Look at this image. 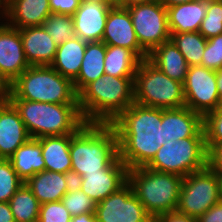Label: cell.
<instances>
[{
    "mask_svg": "<svg viewBox=\"0 0 222 222\" xmlns=\"http://www.w3.org/2000/svg\"><path fill=\"white\" fill-rule=\"evenodd\" d=\"M162 109L133 103L111 125L118 136V157L128 169L144 167L166 142Z\"/></svg>",
    "mask_w": 222,
    "mask_h": 222,
    "instance_id": "6da1fadb",
    "label": "cell"
},
{
    "mask_svg": "<svg viewBox=\"0 0 222 222\" xmlns=\"http://www.w3.org/2000/svg\"><path fill=\"white\" fill-rule=\"evenodd\" d=\"M134 100V77L104 74L78 94V105L86 123L111 124Z\"/></svg>",
    "mask_w": 222,
    "mask_h": 222,
    "instance_id": "7a4b0ae2",
    "label": "cell"
},
{
    "mask_svg": "<svg viewBox=\"0 0 222 222\" xmlns=\"http://www.w3.org/2000/svg\"><path fill=\"white\" fill-rule=\"evenodd\" d=\"M71 165L80 176L106 169L118 157V136L111 124L85 123L70 142Z\"/></svg>",
    "mask_w": 222,
    "mask_h": 222,
    "instance_id": "3957f363",
    "label": "cell"
},
{
    "mask_svg": "<svg viewBox=\"0 0 222 222\" xmlns=\"http://www.w3.org/2000/svg\"><path fill=\"white\" fill-rule=\"evenodd\" d=\"M7 100L18 111L31 138L75 134L86 123L78 104Z\"/></svg>",
    "mask_w": 222,
    "mask_h": 222,
    "instance_id": "277c9868",
    "label": "cell"
},
{
    "mask_svg": "<svg viewBox=\"0 0 222 222\" xmlns=\"http://www.w3.org/2000/svg\"><path fill=\"white\" fill-rule=\"evenodd\" d=\"M6 99L56 104H78L73 81L50 65L30 66L13 83Z\"/></svg>",
    "mask_w": 222,
    "mask_h": 222,
    "instance_id": "5b68a950",
    "label": "cell"
},
{
    "mask_svg": "<svg viewBox=\"0 0 222 222\" xmlns=\"http://www.w3.org/2000/svg\"><path fill=\"white\" fill-rule=\"evenodd\" d=\"M182 182L181 176L151 170L145 166L128 169V183L153 219L176 211Z\"/></svg>",
    "mask_w": 222,
    "mask_h": 222,
    "instance_id": "8992f818",
    "label": "cell"
},
{
    "mask_svg": "<svg viewBox=\"0 0 222 222\" xmlns=\"http://www.w3.org/2000/svg\"><path fill=\"white\" fill-rule=\"evenodd\" d=\"M135 103L172 109L185 106L183 84L169 78L148 59L141 60L134 76Z\"/></svg>",
    "mask_w": 222,
    "mask_h": 222,
    "instance_id": "52a82bcc",
    "label": "cell"
},
{
    "mask_svg": "<svg viewBox=\"0 0 222 222\" xmlns=\"http://www.w3.org/2000/svg\"><path fill=\"white\" fill-rule=\"evenodd\" d=\"M205 137H186L166 141L145 166L151 170L185 177L207 166Z\"/></svg>",
    "mask_w": 222,
    "mask_h": 222,
    "instance_id": "ba28073f",
    "label": "cell"
},
{
    "mask_svg": "<svg viewBox=\"0 0 222 222\" xmlns=\"http://www.w3.org/2000/svg\"><path fill=\"white\" fill-rule=\"evenodd\" d=\"M221 200L216 173L206 166L183 178L176 211L198 218Z\"/></svg>",
    "mask_w": 222,
    "mask_h": 222,
    "instance_id": "9c48e42d",
    "label": "cell"
},
{
    "mask_svg": "<svg viewBox=\"0 0 222 222\" xmlns=\"http://www.w3.org/2000/svg\"><path fill=\"white\" fill-rule=\"evenodd\" d=\"M139 45L149 54L155 47L170 40L166 7L157 2L127 8Z\"/></svg>",
    "mask_w": 222,
    "mask_h": 222,
    "instance_id": "30bf717a",
    "label": "cell"
},
{
    "mask_svg": "<svg viewBox=\"0 0 222 222\" xmlns=\"http://www.w3.org/2000/svg\"><path fill=\"white\" fill-rule=\"evenodd\" d=\"M185 106L204 117L222 104L216 83V71L202 65L189 66L183 83Z\"/></svg>",
    "mask_w": 222,
    "mask_h": 222,
    "instance_id": "8fae6325",
    "label": "cell"
},
{
    "mask_svg": "<svg viewBox=\"0 0 222 222\" xmlns=\"http://www.w3.org/2000/svg\"><path fill=\"white\" fill-rule=\"evenodd\" d=\"M95 215L97 222H150L153 219L128 182L97 203Z\"/></svg>",
    "mask_w": 222,
    "mask_h": 222,
    "instance_id": "7c38bea8",
    "label": "cell"
},
{
    "mask_svg": "<svg viewBox=\"0 0 222 222\" xmlns=\"http://www.w3.org/2000/svg\"><path fill=\"white\" fill-rule=\"evenodd\" d=\"M127 182L128 167L117 157L106 169L85 173L82 176L81 190L97 204Z\"/></svg>",
    "mask_w": 222,
    "mask_h": 222,
    "instance_id": "4fadbf2b",
    "label": "cell"
},
{
    "mask_svg": "<svg viewBox=\"0 0 222 222\" xmlns=\"http://www.w3.org/2000/svg\"><path fill=\"white\" fill-rule=\"evenodd\" d=\"M102 42L130 49L141 60L148 58V53L139 45L127 8L117 5L109 10Z\"/></svg>",
    "mask_w": 222,
    "mask_h": 222,
    "instance_id": "5bb4252c",
    "label": "cell"
},
{
    "mask_svg": "<svg viewBox=\"0 0 222 222\" xmlns=\"http://www.w3.org/2000/svg\"><path fill=\"white\" fill-rule=\"evenodd\" d=\"M29 67L19 29L0 22V72L11 84Z\"/></svg>",
    "mask_w": 222,
    "mask_h": 222,
    "instance_id": "9a60e30c",
    "label": "cell"
},
{
    "mask_svg": "<svg viewBox=\"0 0 222 222\" xmlns=\"http://www.w3.org/2000/svg\"><path fill=\"white\" fill-rule=\"evenodd\" d=\"M162 131L166 141L186 137H205L203 117L186 106L162 109Z\"/></svg>",
    "mask_w": 222,
    "mask_h": 222,
    "instance_id": "2e32d148",
    "label": "cell"
},
{
    "mask_svg": "<svg viewBox=\"0 0 222 222\" xmlns=\"http://www.w3.org/2000/svg\"><path fill=\"white\" fill-rule=\"evenodd\" d=\"M18 111L6 99H0V158L9 159L30 139Z\"/></svg>",
    "mask_w": 222,
    "mask_h": 222,
    "instance_id": "e0dca14e",
    "label": "cell"
},
{
    "mask_svg": "<svg viewBox=\"0 0 222 222\" xmlns=\"http://www.w3.org/2000/svg\"><path fill=\"white\" fill-rule=\"evenodd\" d=\"M50 14L49 0H8L3 4L0 20L3 18L9 26L23 29L42 26Z\"/></svg>",
    "mask_w": 222,
    "mask_h": 222,
    "instance_id": "ac0fdd59",
    "label": "cell"
},
{
    "mask_svg": "<svg viewBox=\"0 0 222 222\" xmlns=\"http://www.w3.org/2000/svg\"><path fill=\"white\" fill-rule=\"evenodd\" d=\"M112 6L81 1L72 16L75 35L86 42H100L105 31L107 15Z\"/></svg>",
    "mask_w": 222,
    "mask_h": 222,
    "instance_id": "d6986e66",
    "label": "cell"
},
{
    "mask_svg": "<svg viewBox=\"0 0 222 222\" xmlns=\"http://www.w3.org/2000/svg\"><path fill=\"white\" fill-rule=\"evenodd\" d=\"M23 50L30 66L51 65L58 45L43 26L19 29Z\"/></svg>",
    "mask_w": 222,
    "mask_h": 222,
    "instance_id": "ffe728a7",
    "label": "cell"
},
{
    "mask_svg": "<svg viewBox=\"0 0 222 222\" xmlns=\"http://www.w3.org/2000/svg\"><path fill=\"white\" fill-rule=\"evenodd\" d=\"M166 9L170 33L198 32L207 13V2L195 0Z\"/></svg>",
    "mask_w": 222,
    "mask_h": 222,
    "instance_id": "44dd1931",
    "label": "cell"
},
{
    "mask_svg": "<svg viewBox=\"0 0 222 222\" xmlns=\"http://www.w3.org/2000/svg\"><path fill=\"white\" fill-rule=\"evenodd\" d=\"M147 59L169 78L185 82L189 65L171 39L155 47Z\"/></svg>",
    "mask_w": 222,
    "mask_h": 222,
    "instance_id": "7402d4cb",
    "label": "cell"
},
{
    "mask_svg": "<svg viewBox=\"0 0 222 222\" xmlns=\"http://www.w3.org/2000/svg\"><path fill=\"white\" fill-rule=\"evenodd\" d=\"M73 135L47 136L38 139L42 147L45 170L64 174L72 169L70 142Z\"/></svg>",
    "mask_w": 222,
    "mask_h": 222,
    "instance_id": "603a6c76",
    "label": "cell"
},
{
    "mask_svg": "<svg viewBox=\"0 0 222 222\" xmlns=\"http://www.w3.org/2000/svg\"><path fill=\"white\" fill-rule=\"evenodd\" d=\"M87 42L75 36L58 45L51 67L63 77L74 81L79 74Z\"/></svg>",
    "mask_w": 222,
    "mask_h": 222,
    "instance_id": "cb8c5ba5",
    "label": "cell"
},
{
    "mask_svg": "<svg viewBox=\"0 0 222 222\" xmlns=\"http://www.w3.org/2000/svg\"><path fill=\"white\" fill-rule=\"evenodd\" d=\"M40 204L61 201L67 193L64 174L51 171L37 172L24 182Z\"/></svg>",
    "mask_w": 222,
    "mask_h": 222,
    "instance_id": "d4e9b609",
    "label": "cell"
},
{
    "mask_svg": "<svg viewBox=\"0 0 222 222\" xmlns=\"http://www.w3.org/2000/svg\"><path fill=\"white\" fill-rule=\"evenodd\" d=\"M13 169L25 182L37 172L45 170V161L42 155L41 143L37 138H30L18 147L9 158Z\"/></svg>",
    "mask_w": 222,
    "mask_h": 222,
    "instance_id": "484cf974",
    "label": "cell"
},
{
    "mask_svg": "<svg viewBox=\"0 0 222 222\" xmlns=\"http://www.w3.org/2000/svg\"><path fill=\"white\" fill-rule=\"evenodd\" d=\"M105 55L106 44L104 42H87L78 77L73 81L77 94L89 83L105 74Z\"/></svg>",
    "mask_w": 222,
    "mask_h": 222,
    "instance_id": "4316f807",
    "label": "cell"
},
{
    "mask_svg": "<svg viewBox=\"0 0 222 222\" xmlns=\"http://www.w3.org/2000/svg\"><path fill=\"white\" fill-rule=\"evenodd\" d=\"M141 59L130 49L106 45L104 71L109 76L134 77Z\"/></svg>",
    "mask_w": 222,
    "mask_h": 222,
    "instance_id": "83f0119b",
    "label": "cell"
},
{
    "mask_svg": "<svg viewBox=\"0 0 222 222\" xmlns=\"http://www.w3.org/2000/svg\"><path fill=\"white\" fill-rule=\"evenodd\" d=\"M15 222H38L40 203L25 183L9 200Z\"/></svg>",
    "mask_w": 222,
    "mask_h": 222,
    "instance_id": "f1b7e54d",
    "label": "cell"
},
{
    "mask_svg": "<svg viewBox=\"0 0 222 222\" xmlns=\"http://www.w3.org/2000/svg\"><path fill=\"white\" fill-rule=\"evenodd\" d=\"M170 39L182 53L189 66L201 65L207 39L199 31L171 33Z\"/></svg>",
    "mask_w": 222,
    "mask_h": 222,
    "instance_id": "f546056e",
    "label": "cell"
},
{
    "mask_svg": "<svg viewBox=\"0 0 222 222\" xmlns=\"http://www.w3.org/2000/svg\"><path fill=\"white\" fill-rule=\"evenodd\" d=\"M42 26L57 45H61L76 36L71 15L51 13Z\"/></svg>",
    "mask_w": 222,
    "mask_h": 222,
    "instance_id": "4dcf8cb0",
    "label": "cell"
},
{
    "mask_svg": "<svg viewBox=\"0 0 222 222\" xmlns=\"http://www.w3.org/2000/svg\"><path fill=\"white\" fill-rule=\"evenodd\" d=\"M23 183L9 159L0 158V202H9Z\"/></svg>",
    "mask_w": 222,
    "mask_h": 222,
    "instance_id": "1f68e13d",
    "label": "cell"
},
{
    "mask_svg": "<svg viewBox=\"0 0 222 222\" xmlns=\"http://www.w3.org/2000/svg\"><path fill=\"white\" fill-rule=\"evenodd\" d=\"M203 129L207 152L213 146L222 144V105L203 117Z\"/></svg>",
    "mask_w": 222,
    "mask_h": 222,
    "instance_id": "d6a6232c",
    "label": "cell"
},
{
    "mask_svg": "<svg viewBox=\"0 0 222 222\" xmlns=\"http://www.w3.org/2000/svg\"><path fill=\"white\" fill-rule=\"evenodd\" d=\"M199 32L206 39L222 34V1L207 3V13Z\"/></svg>",
    "mask_w": 222,
    "mask_h": 222,
    "instance_id": "836d02e7",
    "label": "cell"
},
{
    "mask_svg": "<svg viewBox=\"0 0 222 222\" xmlns=\"http://www.w3.org/2000/svg\"><path fill=\"white\" fill-rule=\"evenodd\" d=\"M71 216L85 213H95L96 202L88 197L82 190L67 193L61 199Z\"/></svg>",
    "mask_w": 222,
    "mask_h": 222,
    "instance_id": "e575fe53",
    "label": "cell"
},
{
    "mask_svg": "<svg viewBox=\"0 0 222 222\" xmlns=\"http://www.w3.org/2000/svg\"><path fill=\"white\" fill-rule=\"evenodd\" d=\"M201 65L215 71L222 68V34L207 39Z\"/></svg>",
    "mask_w": 222,
    "mask_h": 222,
    "instance_id": "d590c367",
    "label": "cell"
},
{
    "mask_svg": "<svg viewBox=\"0 0 222 222\" xmlns=\"http://www.w3.org/2000/svg\"><path fill=\"white\" fill-rule=\"evenodd\" d=\"M71 218L61 201L40 204L38 222H70Z\"/></svg>",
    "mask_w": 222,
    "mask_h": 222,
    "instance_id": "8d00e7d4",
    "label": "cell"
},
{
    "mask_svg": "<svg viewBox=\"0 0 222 222\" xmlns=\"http://www.w3.org/2000/svg\"><path fill=\"white\" fill-rule=\"evenodd\" d=\"M81 0H49L51 13L73 16L80 7Z\"/></svg>",
    "mask_w": 222,
    "mask_h": 222,
    "instance_id": "74e56055",
    "label": "cell"
},
{
    "mask_svg": "<svg viewBox=\"0 0 222 222\" xmlns=\"http://www.w3.org/2000/svg\"><path fill=\"white\" fill-rule=\"evenodd\" d=\"M207 166L213 172H222V144L215 145L208 151Z\"/></svg>",
    "mask_w": 222,
    "mask_h": 222,
    "instance_id": "f35d334b",
    "label": "cell"
},
{
    "mask_svg": "<svg viewBox=\"0 0 222 222\" xmlns=\"http://www.w3.org/2000/svg\"><path fill=\"white\" fill-rule=\"evenodd\" d=\"M197 222H222V200L199 216Z\"/></svg>",
    "mask_w": 222,
    "mask_h": 222,
    "instance_id": "ab89813d",
    "label": "cell"
},
{
    "mask_svg": "<svg viewBox=\"0 0 222 222\" xmlns=\"http://www.w3.org/2000/svg\"><path fill=\"white\" fill-rule=\"evenodd\" d=\"M158 222H197V218L179 213L177 211L161 214L156 218Z\"/></svg>",
    "mask_w": 222,
    "mask_h": 222,
    "instance_id": "60d3db41",
    "label": "cell"
},
{
    "mask_svg": "<svg viewBox=\"0 0 222 222\" xmlns=\"http://www.w3.org/2000/svg\"><path fill=\"white\" fill-rule=\"evenodd\" d=\"M64 178L67 185V191L76 192L81 190L82 176L77 172L70 170L64 173Z\"/></svg>",
    "mask_w": 222,
    "mask_h": 222,
    "instance_id": "b9f144b4",
    "label": "cell"
},
{
    "mask_svg": "<svg viewBox=\"0 0 222 222\" xmlns=\"http://www.w3.org/2000/svg\"><path fill=\"white\" fill-rule=\"evenodd\" d=\"M0 222H15L9 202H0Z\"/></svg>",
    "mask_w": 222,
    "mask_h": 222,
    "instance_id": "7bdbcfd3",
    "label": "cell"
},
{
    "mask_svg": "<svg viewBox=\"0 0 222 222\" xmlns=\"http://www.w3.org/2000/svg\"><path fill=\"white\" fill-rule=\"evenodd\" d=\"M70 222H97L95 213H85L77 216H72Z\"/></svg>",
    "mask_w": 222,
    "mask_h": 222,
    "instance_id": "ee69618b",
    "label": "cell"
},
{
    "mask_svg": "<svg viewBox=\"0 0 222 222\" xmlns=\"http://www.w3.org/2000/svg\"><path fill=\"white\" fill-rule=\"evenodd\" d=\"M11 84L4 78L0 72V99L7 97V94L10 92Z\"/></svg>",
    "mask_w": 222,
    "mask_h": 222,
    "instance_id": "f6af8a7d",
    "label": "cell"
},
{
    "mask_svg": "<svg viewBox=\"0 0 222 222\" xmlns=\"http://www.w3.org/2000/svg\"><path fill=\"white\" fill-rule=\"evenodd\" d=\"M150 2H151V0H119L118 6L123 7V8H128L133 5L147 4Z\"/></svg>",
    "mask_w": 222,
    "mask_h": 222,
    "instance_id": "bcb514c9",
    "label": "cell"
},
{
    "mask_svg": "<svg viewBox=\"0 0 222 222\" xmlns=\"http://www.w3.org/2000/svg\"><path fill=\"white\" fill-rule=\"evenodd\" d=\"M216 83H217L219 98L222 104V68L216 70Z\"/></svg>",
    "mask_w": 222,
    "mask_h": 222,
    "instance_id": "7dc6e473",
    "label": "cell"
},
{
    "mask_svg": "<svg viewBox=\"0 0 222 222\" xmlns=\"http://www.w3.org/2000/svg\"><path fill=\"white\" fill-rule=\"evenodd\" d=\"M81 1L99 3V4L109 5L112 7L118 5V2L116 0H81Z\"/></svg>",
    "mask_w": 222,
    "mask_h": 222,
    "instance_id": "c3c4849f",
    "label": "cell"
},
{
    "mask_svg": "<svg viewBox=\"0 0 222 222\" xmlns=\"http://www.w3.org/2000/svg\"><path fill=\"white\" fill-rule=\"evenodd\" d=\"M192 1H195V0H165L162 4L165 7H171L173 5H179L182 3H188V2H192Z\"/></svg>",
    "mask_w": 222,
    "mask_h": 222,
    "instance_id": "681fc988",
    "label": "cell"
},
{
    "mask_svg": "<svg viewBox=\"0 0 222 222\" xmlns=\"http://www.w3.org/2000/svg\"><path fill=\"white\" fill-rule=\"evenodd\" d=\"M216 176L218 178V184H219V189H220V195L222 199V172H215Z\"/></svg>",
    "mask_w": 222,
    "mask_h": 222,
    "instance_id": "f907efd6",
    "label": "cell"
},
{
    "mask_svg": "<svg viewBox=\"0 0 222 222\" xmlns=\"http://www.w3.org/2000/svg\"><path fill=\"white\" fill-rule=\"evenodd\" d=\"M200 1H204V2L209 3V2H217V1H222V0H200Z\"/></svg>",
    "mask_w": 222,
    "mask_h": 222,
    "instance_id": "816d5d0a",
    "label": "cell"
},
{
    "mask_svg": "<svg viewBox=\"0 0 222 222\" xmlns=\"http://www.w3.org/2000/svg\"><path fill=\"white\" fill-rule=\"evenodd\" d=\"M165 0H151V2L163 3Z\"/></svg>",
    "mask_w": 222,
    "mask_h": 222,
    "instance_id": "f5cc1de1",
    "label": "cell"
},
{
    "mask_svg": "<svg viewBox=\"0 0 222 222\" xmlns=\"http://www.w3.org/2000/svg\"><path fill=\"white\" fill-rule=\"evenodd\" d=\"M2 10H3V4L0 2V16H1Z\"/></svg>",
    "mask_w": 222,
    "mask_h": 222,
    "instance_id": "db71d44e",
    "label": "cell"
},
{
    "mask_svg": "<svg viewBox=\"0 0 222 222\" xmlns=\"http://www.w3.org/2000/svg\"><path fill=\"white\" fill-rule=\"evenodd\" d=\"M8 0H0L2 4L6 3Z\"/></svg>",
    "mask_w": 222,
    "mask_h": 222,
    "instance_id": "11a10c76",
    "label": "cell"
},
{
    "mask_svg": "<svg viewBox=\"0 0 222 222\" xmlns=\"http://www.w3.org/2000/svg\"><path fill=\"white\" fill-rule=\"evenodd\" d=\"M150 222H158L156 219H152Z\"/></svg>",
    "mask_w": 222,
    "mask_h": 222,
    "instance_id": "9f6ffc18",
    "label": "cell"
}]
</instances>
